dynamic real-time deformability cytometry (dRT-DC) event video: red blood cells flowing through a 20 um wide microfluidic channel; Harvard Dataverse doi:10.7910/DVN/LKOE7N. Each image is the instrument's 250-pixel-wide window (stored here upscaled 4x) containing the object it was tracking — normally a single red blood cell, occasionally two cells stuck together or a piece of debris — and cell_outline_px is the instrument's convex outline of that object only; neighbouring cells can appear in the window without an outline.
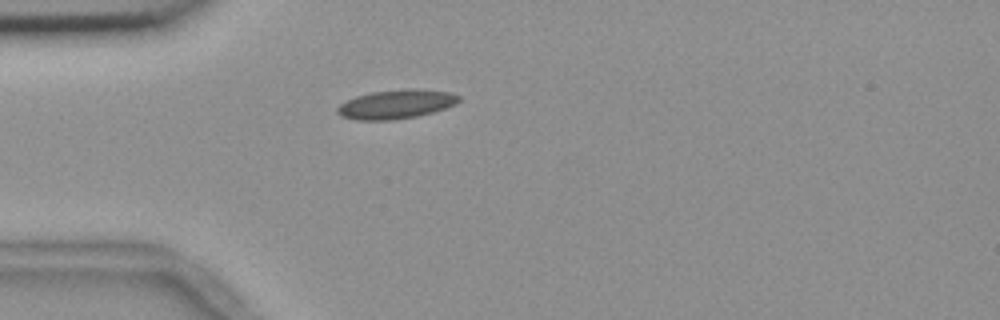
{"species": "common noctule bat (a hibernating species)", "species_latin": "Nyctalus noctula", "temperature_condition": "room temperature", "stored_images_in_passage": 32, "camera_frame_rate_fps": 3000, "um_per_image_px": 0.085, "animal": {"sex": "female", "body_mass_g": 18.4}, "frame": {"image": 1, "passage_image": 1, "time_ms": 0.0, "image_size_px": [1000, 320], "cell_outline_px": [[460, 100], [456, 104], [432, 112], [416, 116], [392, 120], [356, 120], [340, 116], [336, 112], [336, 108], [340, 104], [356, 96], [372, 92], [408, 88], [416, 88], [452, 92], [460, 96]], "centroid_in_image_um": [33.67, 8.85], "position_along_channel_um": 51.3, "area_um2": 20.63}}
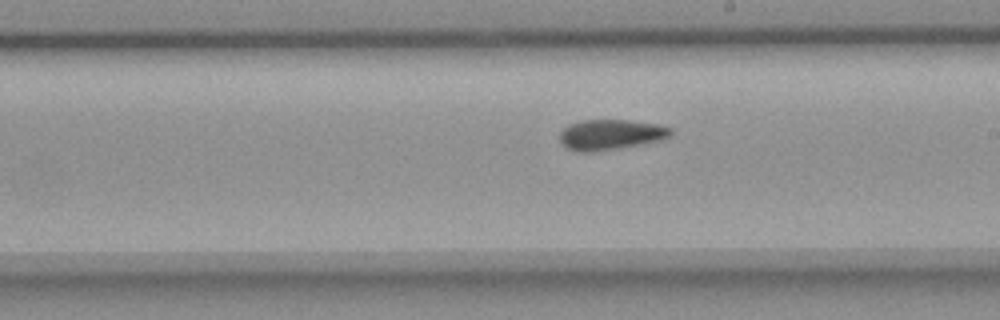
{"frame": {"image": 2, "passage_image": 17, "time_ms": 5.333, "image_size_px": [1000, 320], "cell_outline_px": [[672, 136], [660, 140], [640, 144], [592, 152], [576, 152], [560, 144], [560, 132], [568, 124], [580, 120], [628, 120], [656, 124], [672, 128]], "centroid_in_image_um": [51.87, 11.44], "position_along_channel_um": 237.1, "area_um2": 19.65}}
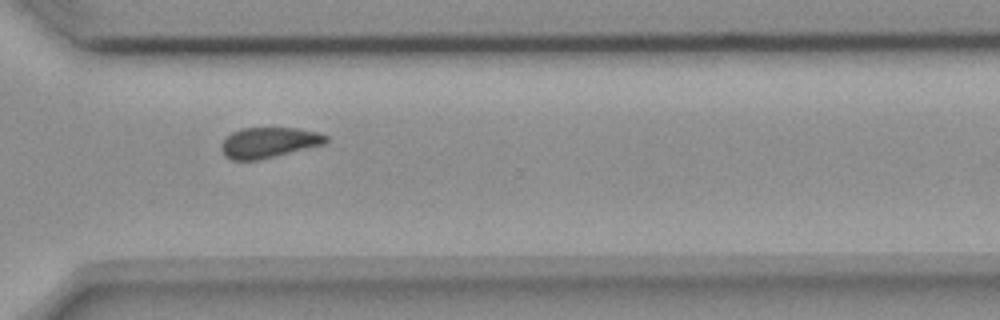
{"frame": {"image": 3, "passage_image": 26, "time_ms": 8.333, "image_size_px": [1000, 320], "cell_outline_px": [[328, 140], [324, 144], [256, 160], [232, 160], [224, 156], [220, 148], [220, 144], [232, 132], [240, 128], [296, 128], [320, 132], [328, 136]], "centroid_in_image_um": [22.83, 12.1], "position_along_channel_um": 347.8, "area_um2": 18.5}, "authors_computed_cell_mechanics": {"area_um2": 19.8832, "velocity_mm_per_s": 3.6739, "shape_relaxation_time_tau1_ms": 9.6921, "shape_relaxation_time_tau2_ms": 3.4901, "deformation_change_tau1": 0.163, "deformation_change_tau2": 0.0895}}